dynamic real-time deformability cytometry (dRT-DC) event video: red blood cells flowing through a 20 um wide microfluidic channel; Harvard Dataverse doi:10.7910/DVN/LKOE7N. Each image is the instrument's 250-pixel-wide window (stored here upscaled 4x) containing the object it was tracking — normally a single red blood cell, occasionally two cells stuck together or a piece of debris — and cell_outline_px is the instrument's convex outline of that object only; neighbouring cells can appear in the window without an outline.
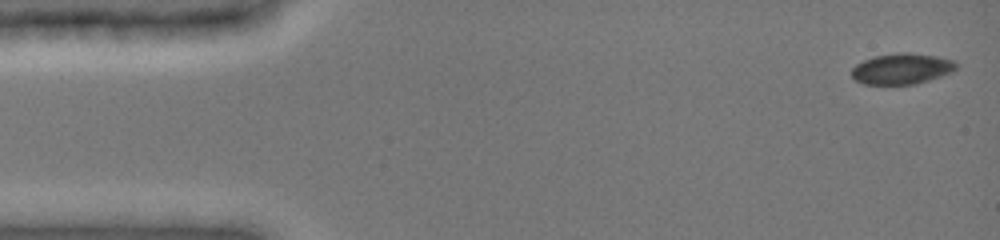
{"species": "common noctule bat (a hibernating species)", "species_latin": "Nyctalus noctula", "temperature_condition": "cold", "stored_images_in_passage": 6, "camera_frame_rate_fps": 3000, "um_per_image_px": 0.085, "animal": {"sex": "female", "body_mass_g": 19.0, "forearm_length_mm": 51.5}, "frame": {"image": 1, "passage_image": 1, "time_ms": 0.0, "image_size_px": [1000, 240], "cell_outline_px": [[956, 68], [952, 72], [916, 84], [864, 84], [856, 80], [852, 76], [852, 68], [856, 64], [864, 60], [876, 56], [900, 52], [908, 52], [936, 56], [956, 60]], "centroid_in_image_um": [76.67, 5.84], "position_along_channel_um": 8.3, "area_um2": 18.67}}
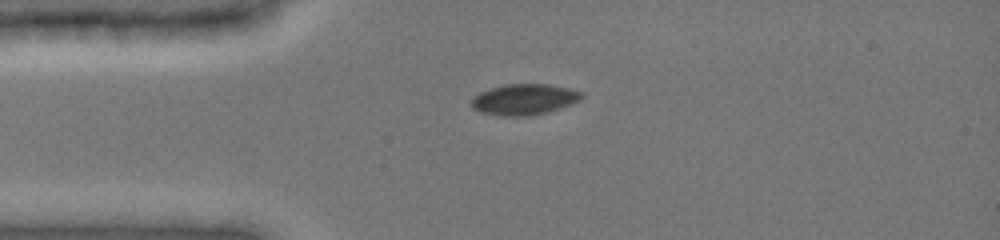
{"frame": {"image": 2, "passage_image": 5, "time_ms": 3.333, "image_size_px": [1000, 240], "cell_outline_px": [[584, 96], [580, 100], [560, 108], [548, 112], [532, 116], [500, 116], [480, 112], [472, 108], [468, 104], [480, 92], [488, 88], [508, 84], [548, 84], [568, 88], [580, 92]], "centroid_in_image_um": [44.52, 8.46], "position_along_channel_um": 40.5, "area_um2": 19.94}}